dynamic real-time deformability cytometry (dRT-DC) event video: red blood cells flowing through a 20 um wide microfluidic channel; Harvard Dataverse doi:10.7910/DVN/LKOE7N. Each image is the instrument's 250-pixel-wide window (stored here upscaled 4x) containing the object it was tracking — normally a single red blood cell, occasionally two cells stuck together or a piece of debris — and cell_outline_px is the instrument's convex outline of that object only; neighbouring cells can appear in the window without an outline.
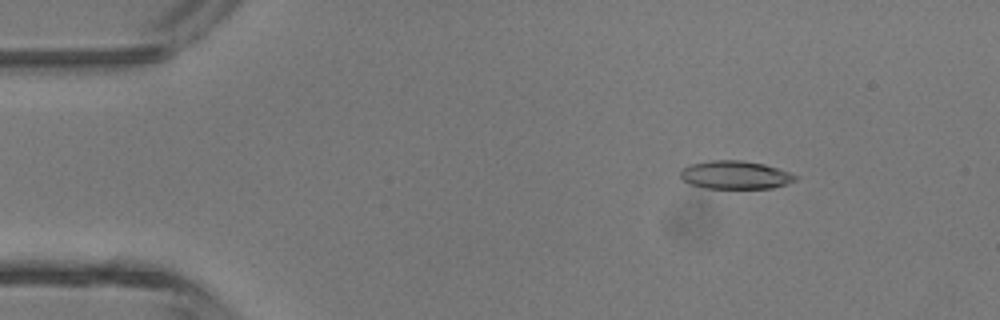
{"species": "common noctule bat (a hibernating species)", "species_latin": "Nyctalus noctula", "temperature_condition": "room temperature", "stored_images_in_passage": 14, "camera_frame_rate_fps": 3000, "um_per_image_px": 0.085, "animal": {"sex": "male", "body_mass_g": 13.3}, "frame": {"image": 1, "passage_image": 6, "time_ms": 1.667, "image_size_px": [1000, 320], "cell_outline_px": [[800, 176], [796, 180], [772, 188], [704, 188], [688, 184], [680, 176], [680, 168], [688, 164], [712, 160], [740, 160], [764, 164]], "centroid_in_image_um": [62.44, 14.86], "position_along_channel_um": 22.6, "area_um2": 18.96}}
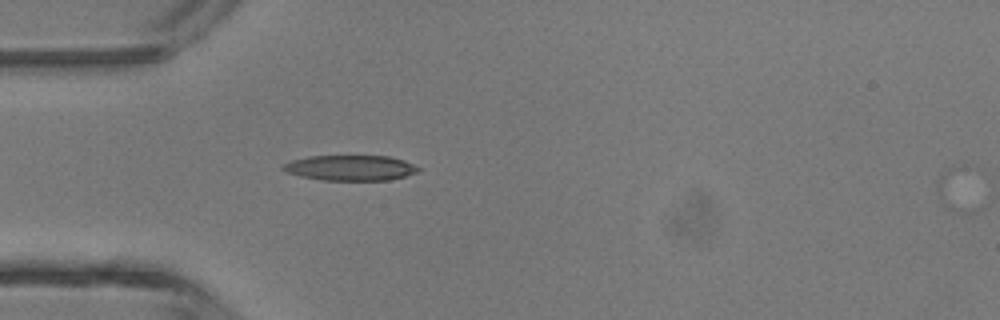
{"frame": {"image": 2, "passage_image": 13, "time_ms": 4.0, "image_size_px": [1000, 320], "cell_outline_px": [[420, 168], [416, 172], [404, 176], [388, 180], [324, 180], [300, 176], [288, 172], [280, 168], [284, 164], [292, 160], [308, 156], [388, 156], [404, 160]], "centroid_in_image_um": [29.77, 14.26], "position_along_channel_um": 55.2, "area_um2": 19.77}}